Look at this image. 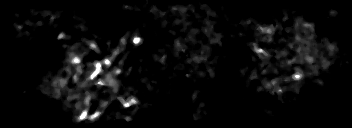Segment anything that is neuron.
Segmentation results:
<instances>
[{"mask_svg": "<svg viewBox=\"0 0 352 128\" xmlns=\"http://www.w3.org/2000/svg\"><path fill=\"white\" fill-rule=\"evenodd\" d=\"M198 1H200V2H198ZM201 1L202 0H197L196 5H194V7L190 8L191 11H190L189 16H187L185 14H182V13L180 14L182 16V18H181V20L178 21V25H180V23H185V22L189 21L190 19L196 20V15L194 14V11L196 9H202L203 6L201 4ZM242 2L249 3V5L251 4V0H242ZM130 4H132V11L135 10V12H138V13H135V15L137 14L139 16H143L140 13V5H134L133 3H130L129 1L127 3L126 0H125L126 9L127 8L128 9L131 8ZM179 5H180L179 6L180 9H182L183 11H186L191 6L190 2H188V4L186 6H184L183 2H180V1H179ZM165 6L166 7H164V5H158V4L153 3V5L149 7V9L152 8V7L156 8V9H161V8H163V9L164 8L165 9L172 8L173 9L174 4L173 3H168ZM298 9H299L298 7L295 8V9L289 8V11H288L289 14H293L292 15L293 20L294 19L296 20V23L290 28L292 31H296V35L292 39L288 38V40H287V41H289L288 42V47H289L288 49L293 51V52H297V55H295V57L292 56L291 59H288L286 61V65L287 66L289 64H291L292 62L294 64L293 67H290V69L288 71V74L292 70L291 68L294 69L295 66L296 67L298 66V64H297L298 61H296V58L297 59L299 58L300 62L303 65H301L299 68L297 67L299 70L297 71V73H294V75H285V72L278 74V73H275V71H277V70H272L273 73H272L271 76H261L259 74V72H255L256 75L254 77H252L251 80H249L251 82L252 81L253 82L256 81L257 84H263L264 87H267L268 83H271V80H273V84L277 85V88H278L277 96H279V94H281V92L284 90V92L286 93L284 95V100L286 98V99H290L291 101H292V96H293L292 93L294 94L295 92H290V94H289L288 90H285V88L283 89L281 86H279L281 82L287 83L288 86L291 85L292 89L290 91H293L294 89L299 90L297 88V86H296V82L295 81H291V78H294V79L296 78V79L302 80L303 76H305V75L307 76V73H308V75L313 74V71L308 66L309 65L308 63L313 64V66L317 70H321V67L323 69H327L330 66L329 64L324 63V61H323L324 57H330V55L322 54V53L326 52V51H324L325 47H323V46L319 47V44L321 42L320 39L317 36H312L311 35V33L315 30V28L311 27L309 25V22H307V23L306 22H302V21H300L302 18H298L297 16H295V13L298 12ZM242 10L244 12H246V13L248 12V8L246 6H242ZM212 12H216V10L215 9L211 10V13H209V11H207V12L204 11V14H205V16H207L209 18V16L213 15ZM330 13L331 14H329L328 23L331 20L333 21V17L335 15L336 11L334 9H332V10H330ZM25 14H27V12H22L23 16H17L16 19H14L13 17H10V21L15 24V22L19 21V19H21V17H24ZM173 19L174 18L165 19V20L168 21V23L170 24V23L174 22ZM75 20L76 19H74V24H76V25L74 27H71V30H73V29L77 30L78 29L81 33H85V39H88L87 36H88V33H90V27L80 26L79 24L81 22H75ZM280 20L285 21V20H287V17L284 16L283 14H280ZM127 21H128V25H129L128 27L130 28V32H134V30H131V24L129 22L130 19L128 18ZM62 22H64V19H62L60 21V23H59L58 27H59L60 30H61V27L64 26ZM249 23H252V24L255 23V26H253V27H255L256 29L254 28V30H256L258 32H259V30L262 31V32L263 31L267 32L274 25V20H273V22L266 23L264 29H263V26L260 25V23L258 24L257 21L254 22L253 20H250V19H248V23H243L242 26L245 27ZM32 25L38 26L37 23H32L29 26H26V23L17 24V32H18V34H20L21 32H25L26 36H29V38H26V39L32 40L31 39L32 35H29L28 31H22L25 27H31L32 28ZM345 29H346V27H344V26H339L338 27V30H345ZM171 33L174 34L172 39H171V41L173 42V40H174V42H176V45H175L176 48L175 49H179L181 52L188 51L194 45V44L189 43L187 46H183L182 43H181V40L174 39V38H176V34L178 35V34H180V32H176V30L172 29ZM250 33H251L250 29H247L245 32H241V34H245V35H243V38H247V35L250 34ZM205 34H206V37H209V39L208 38L206 39L207 42L210 41V43H212V40H211L212 32L207 27L205 28ZM302 34H303V36H302ZM58 36H60L62 38L64 36V31H60ZM145 37H146V35L141 36L139 33H136V35H134V38H132L133 39L132 43L124 42V37L122 39V43H120V41H118V43L115 42V44L118 45V47L121 48V50H122L121 53H120L121 54L120 55V59H124V58L126 59L127 57L130 59L131 54H130L129 51H127L126 45H132V47L136 46L137 44H140L144 40ZM255 38H258V37H251L249 39H243L244 42L243 43L242 42L238 43L236 46H238L239 48H244V47L249 48V51H247V54L251 53L250 52L251 50H254V51H256L258 53L259 60H266V58L269 57V55L267 53L268 51H266L267 47L260 48L258 46L257 40H255ZM279 38H280V36H273L271 34L270 35V39H263V40H266L267 44H270L268 42H272L273 41L274 43L272 45L275 46L274 49L276 50V48L279 45L276 44L275 42L277 41V43H278ZM310 41H313V43L310 42ZM332 41H334V40H332ZM177 42H179V43H177ZM334 42H336V43H334V44H336V49H339L337 51H341V49L338 48V46H337V40H335ZM97 43L99 44V42H94V40H89V41L86 40L84 42V44H80L81 46H79V44L77 42H76V44H74L73 42L68 41V44H70V46L73 47V49H70L69 51H67L66 60H67L68 64L67 65L66 64L62 65L61 64L64 73L63 74L62 73L61 74H57L54 77H50V79L47 80V82H45V83H47L48 85H49L50 82H54L56 84L58 83L60 85V87L57 88V92H59V95L65 94V96L68 97V91L65 90V89H67V86L76 85L77 82L85 80L87 82L86 84L91 85V87L94 88L95 91H97L99 93L98 94L99 97L96 98V100H98L97 102H100L99 101L100 99H104L105 101H108V100H110L109 98L111 97V96H108V95L112 94L114 96H118V94L119 93L121 94V91L124 90L123 96H121L120 98L118 97V105L119 104L120 105L124 104V106H126L128 109H131L132 106H134V104H139V103H142L144 101V100H142L140 98L141 97V93H143L144 91L148 95L152 94L151 92H148V90L146 89L148 87L147 84L145 85V89L143 88V86H142V88H140V86H138L139 87V90H138L139 92L137 93V90H136V94L134 95V98H130L129 101H126V95L127 94H125V90L128 87H123V83H127L128 81L125 79V75L127 73L124 72V67L126 65H128L129 63L131 64V61H126V64L125 63L124 64H120V67H119L118 70H117V66H119V64H116V69H113V66L115 67V63H114L115 57L113 55H111L110 56L111 58H109L105 62H103L102 58H100V60L96 61L97 64H98L97 66H92V65L89 66L88 65L89 68H88L87 73L89 74V76L91 78H88V77L84 76L83 75V69H84V67H86L85 63H89V62H84V61L87 60L86 57L87 56L89 57L91 55L92 51L97 49V47H100V45H97ZM82 45H84V46H82ZM196 45H197V47L200 48V50L198 49V51H197L199 53V55H201L203 57L208 55L209 58L212 56V50L211 49L202 50V44L201 43H196ZM80 47H81L82 53L85 52V56L84 55H80V53H81L80 52ZM83 47H84V49H83ZM312 47H314V48L318 47V50L317 49H316V51L313 50V54L315 56L319 57V60H320L319 63H318V61H315V59L310 56L311 52H307L305 54V55L308 56V58L306 60L302 59L303 57H302L301 52H303V51H311ZM319 48H320V50H319ZM217 49H218L217 53L219 54V57L221 58V59H217V62H218V60H220V62H222L223 52H221L219 48H217ZM190 56H191V59L197 60V63L194 66L192 65L191 68H189L188 70L186 69V77H188V81L191 79V77H189L190 69L193 71L194 77L197 76L195 74H199V73L203 74V66H202L201 69H197V64L198 65H201V64L203 65V63H205V59L200 60L198 57H196L194 50H190ZM157 58H158V60L160 62H163V57H162L161 53H160V56H157ZM136 60H137V62L140 60L139 56H138V58H136ZM188 61H189V58L188 59H183V61H181V63L182 64H186V63H188ZM281 62L279 63V65H276V67H273V68H281L283 70ZM138 63H139V67H140V72L141 71L143 73L146 72V76H148L149 74H153L155 69L148 70L147 69V65H144V63L142 64L140 62H138ZM253 63L254 62H252V64H251L252 68H257V62L255 61V64H253ZM173 64H174V60L171 59V61H169V63H168L169 68ZM269 64L270 63L267 62V61L264 62L263 68H265ZM109 67H112V73L110 74L111 76L108 75L109 72H108L107 68H109ZM171 69H172V67H171ZM302 69H306V74L301 72ZM148 71L150 73H148ZM199 71H201V72H199ZM114 74H117V77L116 76L114 77L113 76ZM275 75H279L280 77H276ZM132 77L136 79L135 81H141V82L143 81V80H141L142 78L136 76L134 72H132ZM345 78H346V81H347L348 78L346 76H344V77L342 76L340 78V81L341 80L345 81ZM117 79H118V81H117ZM289 82H291V84H289ZM113 83H115V86H118V87L114 88L112 86V88H111V86H110V88L107 90L106 94H103V93L100 94V89H102L103 87H107V86H109V85H111ZM58 89H59V91H58ZM45 91H47L48 94H50V92L52 94L53 93V86L50 85L49 88H45ZM320 92H321V90H319V92H317V90H310L311 95L315 96L316 98H317V96H318V94ZM190 93H192L194 97L202 95L201 91L200 92H198V91L195 92L194 91V92H190ZM79 96H81L82 98H87V99H85L87 101V103H86L87 104V108H86V110L84 112H82V114L80 115L79 118H76V121L79 122V120H82L84 117H89L90 121H98V122H101V121H103L105 119L103 116H104V114H107V111H109V110H106V107H105L106 103L105 104H100L99 107H98L100 112L99 113H95V112H93V110H95L98 105H93L94 97H93V95H91V90L86 87V89L83 90V92H81L79 94H76L75 97H73V101H76V103H74V107H78V108H82L83 109L82 101L79 100L80 99ZM289 97H291V98H289ZM346 98H349V97H345V95H344V100H345L344 101V103H345L344 104V109H346V106L349 103V99H346ZM27 99L29 101H26L25 103H26V105H29L31 103L29 95H28ZM189 101L190 100H188V102ZM325 101H326L327 104L332 105L331 100H325ZM188 102L185 103V105H186L187 109H191L190 108V104H188ZM261 102H262L261 100L256 101L255 106H252L251 111H255L256 109L260 108L261 107L260 106ZM326 103L322 102V105H323L322 107L323 108H324V105ZM64 105H65V110H63V111H65L66 113L70 114L71 110L70 109L68 110L66 108V104L65 103H64ZM91 107H95V108L92 109ZM108 113H110V111ZM125 114H127V112L126 113H122V114L119 113L118 117L121 118V119H124V120L120 121L119 125H123V123L127 124V123H129L132 120L131 116H124ZM303 128H309L308 123L304 122Z\"/></svg>", "mask_w": 352, "mask_h": 128, "instance_id": "2dd73e0c", "label": "neuron"}]
</instances>
